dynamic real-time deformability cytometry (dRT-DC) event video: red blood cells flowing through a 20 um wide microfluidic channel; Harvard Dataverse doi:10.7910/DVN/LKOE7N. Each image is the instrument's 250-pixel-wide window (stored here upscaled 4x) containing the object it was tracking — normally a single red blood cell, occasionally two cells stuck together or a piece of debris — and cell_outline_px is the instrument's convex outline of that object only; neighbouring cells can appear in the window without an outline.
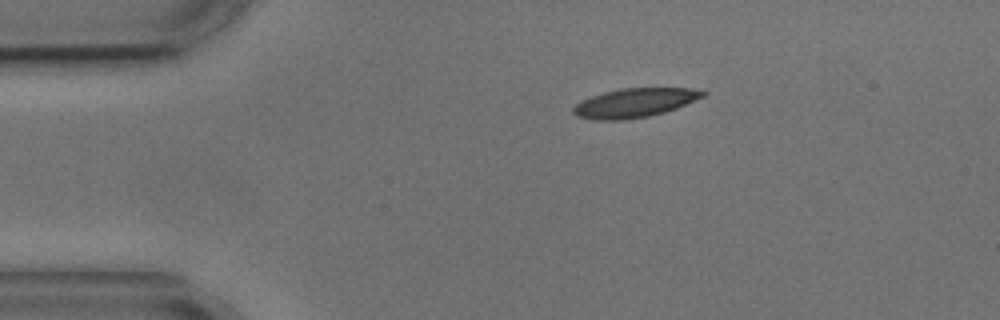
{"species": "common noctule bat (a hibernating species)", "species_latin": "Nyctalus noctula", "temperature_condition": "cold", "stored_images_in_passage": 12, "camera_frame_rate_fps": 3000, "um_per_image_px": 0.085, "animal": {"sex": "male", "body_mass_g": 17.9, "forearm_length_mm": 54.2}, "frame": {"image": 1, "passage_image": 1, "time_ms": 0.0, "image_size_px": [1000, 320], "cell_outline_px": [[708, 92], [704, 96], [676, 108], [664, 112], [648, 116], [620, 120], [596, 120], [576, 116], [572, 112], [572, 108], [576, 104], [592, 96], [604, 92], [620, 88], [692, 88]], "centroid_in_image_um": [53.94, 8.74], "position_along_channel_um": 31.1, "area_um2": 21.73}}
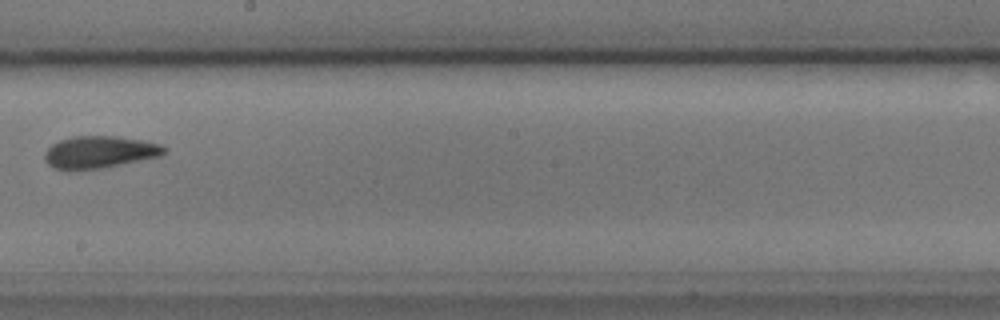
{"frame": {"image": 2, "passage_image": 6, "time_ms": 7.0, "image_size_px": [1000, 320], "cell_outline_px": [[168, 152], [164, 156], [100, 168], [72, 172], [52, 168], [44, 160], [44, 152], [52, 144], [60, 140], [72, 136], [116, 136], [144, 140], [160, 144], [168, 148]], "centroid_in_image_um": [8.47, 12.95], "position_along_channel_um": 239.7, "area_um2": 23.06}}
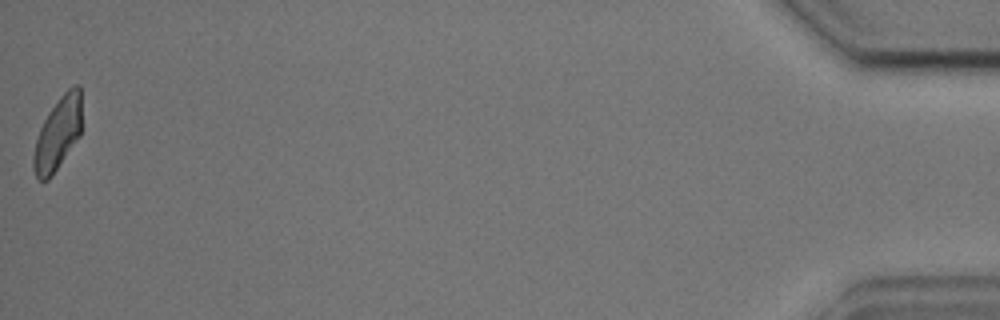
{"frame": {"image": 3, "passage_image": 12, "time_ms": 15.0, "image_size_px": [1000, 320], "cell_outline_px": [[80, 136], [52, 176], [48, 180], [40, 180], [36, 176], [32, 168], [32, 156], [36, 140], [40, 128], [48, 112], [60, 96], [72, 84], [80, 84]], "centroid_in_image_um": [4.89, 11.37], "position_along_channel_um": 430.3, "area_um2": 20.46}, "authors_computed_cell_mechanics": {"area_um2": 21.8773, "velocity_mm_per_s": 3.6082, "shape_relaxation_time_tau1_ms": 4.7199, "shape_relaxation_time_tau2_ms": 4.5058, "deformation_change_tau1": 0.1191, "deformation_change_tau2": 0.1125}}